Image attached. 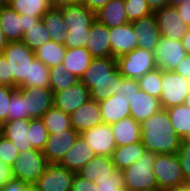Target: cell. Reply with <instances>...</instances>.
<instances>
[{"label":"cell","instance_id":"cell-62","mask_svg":"<svg viewBox=\"0 0 190 191\" xmlns=\"http://www.w3.org/2000/svg\"><path fill=\"white\" fill-rule=\"evenodd\" d=\"M184 104L190 108V89H189V92L186 96Z\"/></svg>","mask_w":190,"mask_h":191},{"label":"cell","instance_id":"cell-58","mask_svg":"<svg viewBox=\"0 0 190 191\" xmlns=\"http://www.w3.org/2000/svg\"><path fill=\"white\" fill-rule=\"evenodd\" d=\"M82 0H50L52 8H61L67 5L78 4Z\"/></svg>","mask_w":190,"mask_h":191},{"label":"cell","instance_id":"cell-27","mask_svg":"<svg viewBox=\"0 0 190 191\" xmlns=\"http://www.w3.org/2000/svg\"><path fill=\"white\" fill-rule=\"evenodd\" d=\"M92 59L93 57L86 47L66 48L62 64L67 71L74 74L80 80Z\"/></svg>","mask_w":190,"mask_h":191},{"label":"cell","instance_id":"cell-63","mask_svg":"<svg viewBox=\"0 0 190 191\" xmlns=\"http://www.w3.org/2000/svg\"><path fill=\"white\" fill-rule=\"evenodd\" d=\"M9 0H0V8L8 6Z\"/></svg>","mask_w":190,"mask_h":191},{"label":"cell","instance_id":"cell-59","mask_svg":"<svg viewBox=\"0 0 190 191\" xmlns=\"http://www.w3.org/2000/svg\"><path fill=\"white\" fill-rule=\"evenodd\" d=\"M181 43L186 53L190 54V28L188 29L186 35L181 38Z\"/></svg>","mask_w":190,"mask_h":191},{"label":"cell","instance_id":"cell-46","mask_svg":"<svg viewBox=\"0 0 190 191\" xmlns=\"http://www.w3.org/2000/svg\"><path fill=\"white\" fill-rule=\"evenodd\" d=\"M90 30H68L65 37L64 46L66 48L85 47Z\"/></svg>","mask_w":190,"mask_h":191},{"label":"cell","instance_id":"cell-14","mask_svg":"<svg viewBox=\"0 0 190 191\" xmlns=\"http://www.w3.org/2000/svg\"><path fill=\"white\" fill-rule=\"evenodd\" d=\"M79 133L73 128L49 134L43 154L48 163H60L66 152L74 145Z\"/></svg>","mask_w":190,"mask_h":191},{"label":"cell","instance_id":"cell-42","mask_svg":"<svg viewBox=\"0 0 190 191\" xmlns=\"http://www.w3.org/2000/svg\"><path fill=\"white\" fill-rule=\"evenodd\" d=\"M124 5L129 23L154 13L146 0H124Z\"/></svg>","mask_w":190,"mask_h":191},{"label":"cell","instance_id":"cell-19","mask_svg":"<svg viewBox=\"0 0 190 191\" xmlns=\"http://www.w3.org/2000/svg\"><path fill=\"white\" fill-rule=\"evenodd\" d=\"M110 31L111 57H119L132 52L138 47L136 35L131 23L120 27H113Z\"/></svg>","mask_w":190,"mask_h":191},{"label":"cell","instance_id":"cell-7","mask_svg":"<svg viewBox=\"0 0 190 191\" xmlns=\"http://www.w3.org/2000/svg\"><path fill=\"white\" fill-rule=\"evenodd\" d=\"M47 165L43 152L32 149L20 152L11 168L15 179L33 186L44 173Z\"/></svg>","mask_w":190,"mask_h":191},{"label":"cell","instance_id":"cell-15","mask_svg":"<svg viewBox=\"0 0 190 191\" xmlns=\"http://www.w3.org/2000/svg\"><path fill=\"white\" fill-rule=\"evenodd\" d=\"M80 135L90 145L95 155L112 156L114 149L117 147L113 130L107 123L96 125L83 131Z\"/></svg>","mask_w":190,"mask_h":191},{"label":"cell","instance_id":"cell-29","mask_svg":"<svg viewBox=\"0 0 190 191\" xmlns=\"http://www.w3.org/2000/svg\"><path fill=\"white\" fill-rule=\"evenodd\" d=\"M115 166L111 156L95 155L78 172L82 178L94 181L98 176H111Z\"/></svg>","mask_w":190,"mask_h":191},{"label":"cell","instance_id":"cell-16","mask_svg":"<svg viewBox=\"0 0 190 191\" xmlns=\"http://www.w3.org/2000/svg\"><path fill=\"white\" fill-rule=\"evenodd\" d=\"M139 48L154 51L161 33L154 13L131 22Z\"/></svg>","mask_w":190,"mask_h":191},{"label":"cell","instance_id":"cell-31","mask_svg":"<svg viewBox=\"0 0 190 191\" xmlns=\"http://www.w3.org/2000/svg\"><path fill=\"white\" fill-rule=\"evenodd\" d=\"M41 20L51 36V41L64 45L68 27L65 25L61 10L59 8H51Z\"/></svg>","mask_w":190,"mask_h":191},{"label":"cell","instance_id":"cell-64","mask_svg":"<svg viewBox=\"0 0 190 191\" xmlns=\"http://www.w3.org/2000/svg\"><path fill=\"white\" fill-rule=\"evenodd\" d=\"M186 1H190V0H171V5H176L178 3L186 2Z\"/></svg>","mask_w":190,"mask_h":191},{"label":"cell","instance_id":"cell-36","mask_svg":"<svg viewBox=\"0 0 190 191\" xmlns=\"http://www.w3.org/2000/svg\"><path fill=\"white\" fill-rule=\"evenodd\" d=\"M50 74V88L52 92H58L69 88L71 85L79 81V79L67 71L63 64H58L49 69Z\"/></svg>","mask_w":190,"mask_h":191},{"label":"cell","instance_id":"cell-22","mask_svg":"<svg viewBox=\"0 0 190 191\" xmlns=\"http://www.w3.org/2000/svg\"><path fill=\"white\" fill-rule=\"evenodd\" d=\"M95 156L93 149L79 135L74 145L66 152L65 156L59 163L70 171L77 173L89 160Z\"/></svg>","mask_w":190,"mask_h":191},{"label":"cell","instance_id":"cell-57","mask_svg":"<svg viewBox=\"0 0 190 191\" xmlns=\"http://www.w3.org/2000/svg\"><path fill=\"white\" fill-rule=\"evenodd\" d=\"M146 2L153 12L165 6L171 5V0H146Z\"/></svg>","mask_w":190,"mask_h":191},{"label":"cell","instance_id":"cell-4","mask_svg":"<svg viewBox=\"0 0 190 191\" xmlns=\"http://www.w3.org/2000/svg\"><path fill=\"white\" fill-rule=\"evenodd\" d=\"M2 54L9 63L14 88L29 87V67L36 58L35 52L20 41L8 42Z\"/></svg>","mask_w":190,"mask_h":191},{"label":"cell","instance_id":"cell-44","mask_svg":"<svg viewBox=\"0 0 190 191\" xmlns=\"http://www.w3.org/2000/svg\"><path fill=\"white\" fill-rule=\"evenodd\" d=\"M19 151L12 141L0 136V160L11 167L19 155Z\"/></svg>","mask_w":190,"mask_h":191},{"label":"cell","instance_id":"cell-1","mask_svg":"<svg viewBox=\"0 0 190 191\" xmlns=\"http://www.w3.org/2000/svg\"><path fill=\"white\" fill-rule=\"evenodd\" d=\"M141 141L146 151L157 154H177L182 138L170 122L166 109L161 108L140 123Z\"/></svg>","mask_w":190,"mask_h":191},{"label":"cell","instance_id":"cell-26","mask_svg":"<svg viewBox=\"0 0 190 191\" xmlns=\"http://www.w3.org/2000/svg\"><path fill=\"white\" fill-rule=\"evenodd\" d=\"M116 146L128 145L141 140L140 123L129 116L110 125Z\"/></svg>","mask_w":190,"mask_h":191},{"label":"cell","instance_id":"cell-43","mask_svg":"<svg viewBox=\"0 0 190 191\" xmlns=\"http://www.w3.org/2000/svg\"><path fill=\"white\" fill-rule=\"evenodd\" d=\"M15 119H31L25 111L24 93L19 88L11 95L8 109V120Z\"/></svg>","mask_w":190,"mask_h":191},{"label":"cell","instance_id":"cell-5","mask_svg":"<svg viewBox=\"0 0 190 191\" xmlns=\"http://www.w3.org/2000/svg\"><path fill=\"white\" fill-rule=\"evenodd\" d=\"M153 172L158 188L163 191L186 185L181 164L177 154H157L153 164Z\"/></svg>","mask_w":190,"mask_h":191},{"label":"cell","instance_id":"cell-50","mask_svg":"<svg viewBox=\"0 0 190 191\" xmlns=\"http://www.w3.org/2000/svg\"><path fill=\"white\" fill-rule=\"evenodd\" d=\"M0 85L14 87L13 76H10L9 63L3 54H0Z\"/></svg>","mask_w":190,"mask_h":191},{"label":"cell","instance_id":"cell-60","mask_svg":"<svg viewBox=\"0 0 190 191\" xmlns=\"http://www.w3.org/2000/svg\"><path fill=\"white\" fill-rule=\"evenodd\" d=\"M7 45L8 40L6 39L5 35L2 32V29L0 28V54H2Z\"/></svg>","mask_w":190,"mask_h":191},{"label":"cell","instance_id":"cell-30","mask_svg":"<svg viewBox=\"0 0 190 191\" xmlns=\"http://www.w3.org/2000/svg\"><path fill=\"white\" fill-rule=\"evenodd\" d=\"M145 151L146 149L141 140L128 145L117 146L111 156L115 169L124 170L128 168Z\"/></svg>","mask_w":190,"mask_h":191},{"label":"cell","instance_id":"cell-21","mask_svg":"<svg viewBox=\"0 0 190 191\" xmlns=\"http://www.w3.org/2000/svg\"><path fill=\"white\" fill-rule=\"evenodd\" d=\"M30 119L8 120L1 124V135L13 142L19 152L32 150V144L27 135Z\"/></svg>","mask_w":190,"mask_h":191},{"label":"cell","instance_id":"cell-6","mask_svg":"<svg viewBox=\"0 0 190 191\" xmlns=\"http://www.w3.org/2000/svg\"><path fill=\"white\" fill-rule=\"evenodd\" d=\"M116 59L117 67L125 78L138 80L146 73L157 69L153 51L139 47Z\"/></svg>","mask_w":190,"mask_h":191},{"label":"cell","instance_id":"cell-49","mask_svg":"<svg viewBox=\"0 0 190 191\" xmlns=\"http://www.w3.org/2000/svg\"><path fill=\"white\" fill-rule=\"evenodd\" d=\"M97 185L94 181H89L82 178L80 175L75 173L72 181L71 191H97Z\"/></svg>","mask_w":190,"mask_h":191},{"label":"cell","instance_id":"cell-61","mask_svg":"<svg viewBox=\"0 0 190 191\" xmlns=\"http://www.w3.org/2000/svg\"><path fill=\"white\" fill-rule=\"evenodd\" d=\"M163 191H190V185L186 184L180 187L170 188Z\"/></svg>","mask_w":190,"mask_h":191},{"label":"cell","instance_id":"cell-51","mask_svg":"<svg viewBox=\"0 0 190 191\" xmlns=\"http://www.w3.org/2000/svg\"><path fill=\"white\" fill-rule=\"evenodd\" d=\"M1 191H33V186L14 178L5 184Z\"/></svg>","mask_w":190,"mask_h":191},{"label":"cell","instance_id":"cell-23","mask_svg":"<svg viewBox=\"0 0 190 191\" xmlns=\"http://www.w3.org/2000/svg\"><path fill=\"white\" fill-rule=\"evenodd\" d=\"M129 106L131 117L139 123L151 117L162 108L159 98L151 96L141 89L129 101Z\"/></svg>","mask_w":190,"mask_h":191},{"label":"cell","instance_id":"cell-13","mask_svg":"<svg viewBox=\"0 0 190 191\" xmlns=\"http://www.w3.org/2000/svg\"><path fill=\"white\" fill-rule=\"evenodd\" d=\"M90 99V89L81 80L69 88L53 92L54 107L69 115Z\"/></svg>","mask_w":190,"mask_h":191},{"label":"cell","instance_id":"cell-39","mask_svg":"<svg viewBox=\"0 0 190 191\" xmlns=\"http://www.w3.org/2000/svg\"><path fill=\"white\" fill-rule=\"evenodd\" d=\"M27 135L33 149L43 151L47 142L49 133L41 118L30 119V125Z\"/></svg>","mask_w":190,"mask_h":191},{"label":"cell","instance_id":"cell-35","mask_svg":"<svg viewBox=\"0 0 190 191\" xmlns=\"http://www.w3.org/2000/svg\"><path fill=\"white\" fill-rule=\"evenodd\" d=\"M41 119L49 134L72 128L70 115L54 106L50 108Z\"/></svg>","mask_w":190,"mask_h":191},{"label":"cell","instance_id":"cell-55","mask_svg":"<svg viewBox=\"0 0 190 191\" xmlns=\"http://www.w3.org/2000/svg\"><path fill=\"white\" fill-rule=\"evenodd\" d=\"M111 0H82V4L85 5L90 11L95 14Z\"/></svg>","mask_w":190,"mask_h":191},{"label":"cell","instance_id":"cell-40","mask_svg":"<svg viewBox=\"0 0 190 191\" xmlns=\"http://www.w3.org/2000/svg\"><path fill=\"white\" fill-rule=\"evenodd\" d=\"M139 87L147 94L160 98L162 92L161 70L155 69L138 79Z\"/></svg>","mask_w":190,"mask_h":191},{"label":"cell","instance_id":"cell-41","mask_svg":"<svg viewBox=\"0 0 190 191\" xmlns=\"http://www.w3.org/2000/svg\"><path fill=\"white\" fill-rule=\"evenodd\" d=\"M94 183L97 185V191H122L125 188L123 173L119 169H114L111 176H98Z\"/></svg>","mask_w":190,"mask_h":191},{"label":"cell","instance_id":"cell-10","mask_svg":"<svg viewBox=\"0 0 190 191\" xmlns=\"http://www.w3.org/2000/svg\"><path fill=\"white\" fill-rule=\"evenodd\" d=\"M157 69L173 71L187 55L181 40L168 39L161 36L154 51Z\"/></svg>","mask_w":190,"mask_h":191},{"label":"cell","instance_id":"cell-54","mask_svg":"<svg viewBox=\"0 0 190 191\" xmlns=\"http://www.w3.org/2000/svg\"><path fill=\"white\" fill-rule=\"evenodd\" d=\"M180 18L190 28V1L181 2L175 5Z\"/></svg>","mask_w":190,"mask_h":191},{"label":"cell","instance_id":"cell-12","mask_svg":"<svg viewBox=\"0 0 190 191\" xmlns=\"http://www.w3.org/2000/svg\"><path fill=\"white\" fill-rule=\"evenodd\" d=\"M19 89L24 93L25 111L31 119L42 118L54 106L51 88L30 86Z\"/></svg>","mask_w":190,"mask_h":191},{"label":"cell","instance_id":"cell-24","mask_svg":"<svg viewBox=\"0 0 190 191\" xmlns=\"http://www.w3.org/2000/svg\"><path fill=\"white\" fill-rule=\"evenodd\" d=\"M99 106L103 123H107L109 125L131 116L129 101L118 96V93L99 102Z\"/></svg>","mask_w":190,"mask_h":191},{"label":"cell","instance_id":"cell-47","mask_svg":"<svg viewBox=\"0 0 190 191\" xmlns=\"http://www.w3.org/2000/svg\"><path fill=\"white\" fill-rule=\"evenodd\" d=\"M140 90L138 80L130 78H122L120 85L116 87V93L128 101L132 100L134 95Z\"/></svg>","mask_w":190,"mask_h":191},{"label":"cell","instance_id":"cell-2","mask_svg":"<svg viewBox=\"0 0 190 191\" xmlns=\"http://www.w3.org/2000/svg\"><path fill=\"white\" fill-rule=\"evenodd\" d=\"M123 76L117 67L115 57L93 58L81 81L90 89V97L96 102L116 94Z\"/></svg>","mask_w":190,"mask_h":191},{"label":"cell","instance_id":"cell-20","mask_svg":"<svg viewBox=\"0 0 190 191\" xmlns=\"http://www.w3.org/2000/svg\"><path fill=\"white\" fill-rule=\"evenodd\" d=\"M68 30H90L96 20L95 13L90 11L81 2L59 8Z\"/></svg>","mask_w":190,"mask_h":191},{"label":"cell","instance_id":"cell-34","mask_svg":"<svg viewBox=\"0 0 190 191\" xmlns=\"http://www.w3.org/2000/svg\"><path fill=\"white\" fill-rule=\"evenodd\" d=\"M34 52L36 58L50 69L63 62L66 54V47L63 44L50 41Z\"/></svg>","mask_w":190,"mask_h":191},{"label":"cell","instance_id":"cell-18","mask_svg":"<svg viewBox=\"0 0 190 191\" xmlns=\"http://www.w3.org/2000/svg\"><path fill=\"white\" fill-rule=\"evenodd\" d=\"M85 47L93 58L111 57L109 28L95 20L91 24Z\"/></svg>","mask_w":190,"mask_h":191},{"label":"cell","instance_id":"cell-32","mask_svg":"<svg viewBox=\"0 0 190 191\" xmlns=\"http://www.w3.org/2000/svg\"><path fill=\"white\" fill-rule=\"evenodd\" d=\"M8 7L19 15L39 18L52 8L50 0H9Z\"/></svg>","mask_w":190,"mask_h":191},{"label":"cell","instance_id":"cell-52","mask_svg":"<svg viewBox=\"0 0 190 191\" xmlns=\"http://www.w3.org/2000/svg\"><path fill=\"white\" fill-rule=\"evenodd\" d=\"M173 71L186 78L190 83V54H187Z\"/></svg>","mask_w":190,"mask_h":191},{"label":"cell","instance_id":"cell-33","mask_svg":"<svg viewBox=\"0 0 190 191\" xmlns=\"http://www.w3.org/2000/svg\"><path fill=\"white\" fill-rule=\"evenodd\" d=\"M166 110L178 136L182 139L190 138V108L182 104L169 107Z\"/></svg>","mask_w":190,"mask_h":191},{"label":"cell","instance_id":"cell-38","mask_svg":"<svg viewBox=\"0 0 190 191\" xmlns=\"http://www.w3.org/2000/svg\"><path fill=\"white\" fill-rule=\"evenodd\" d=\"M50 88L49 68L35 58L29 67V87Z\"/></svg>","mask_w":190,"mask_h":191},{"label":"cell","instance_id":"cell-56","mask_svg":"<svg viewBox=\"0 0 190 191\" xmlns=\"http://www.w3.org/2000/svg\"><path fill=\"white\" fill-rule=\"evenodd\" d=\"M21 19H22V32L24 34L33 25H37L42 18L31 17V16H28V15H21Z\"/></svg>","mask_w":190,"mask_h":191},{"label":"cell","instance_id":"cell-53","mask_svg":"<svg viewBox=\"0 0 190 191\" xmlns=\"http://www.w3.org/2000/svg\"><path fill=\"white\" fill-rule=\"evenodd\" d=\"M13 179L14 175L12 168L0 160V191L8 181Z\"/></svg>","mask_w":190,"mask_h":191},{"label":"cell","instance_id":"cell-17","mask_svg":"<svg viewBox=\"0 0 190 191\" xmlns=\"http://www.w3.org/2000/svg\"><path fill=\"white\" fill-rule=\"evenodd\" d=\"M72 128L81 134L83 131L102 124L99 103L93 99L88 100L70 114Z\"/></svg>","mask_w":190,"mask_h":191},{"label":"cell","instance_id":"cell-48","mask_svg":"<svg viewBox=\"0 0 190 191\" xmlns=\"http://www.w3.org/2000/svg\"><path fill=\"white\" fill-rule=\"evenodd\" d=\"M16 88L0 85V124L8 121V109L10 107L11 95Z\"/></svg>","mask_w":190,"mask_h":191},{"label":"cell","instance_id":"cell-3","mask_svg":"<svg viewBox=\"0 0 190 191\" xmlns=\"http://www.w3.org/2000/svg\"><path fill=\"white\" fill-rule=\"evenodd\" d=\"M156 154L145 151L132 165L122 170L127 191H161L153 172Z\"/></svg>","mask_w":190,"mask_h":191},{"label":"cell","instance_id":"cell-9","mask_svg":"<svg viewBox=\"0 0 190 191\" xmlns=\"http://www.w3.org/2000/svg\"><path fill=\"white\" fill-rule=\"evenodd\" d=\"M75 173L59 163H48L44 173L33 185L35 191H71Z\"/></svg>","mask_w":190,"mask_h":191},{"label":"cell","instance_id":"cell-25","mask_svg":"<svg viewBox=\"0 0 190 191\" xmlns=\"http://www.w3.org/2000/svg\"><path fill=\"white\" fill-rule=\"evenodd\" d=\"M95 18L109 29L129 23L125 12L124 0H111L95 14Z\"/></svg>","mask_w":190,"mask_h":191},{"label":"cell","instance_id":"cell-8","mask_svg":"<svg viewBox=\"0 0 190 191\" xmlns=\"http://www.w3.org/2000/svg\"><path fill=\"white\" fill-rule=\"evenodd\" d=\"M162 92L160 104L163 109L182 105L190 89V83L174 71L161 70Z\"/></svg>","mask_w":190,"mask_h":191},{"label":"cell","instance_id":"cell-45","mask_svg":"<svg viewBox=\"0 0 190 191\" xmlns=\"http://www.w3.org/2000/svg\"><path fill=\"white\" fill-rule=\"evenodd\" d=\"M178 158L186 183L190 185V138L182 139Z\"/></svg>","mask_w":190,"mask_h":191},{"label":"cell","instance_id":"cell-28","mask_svg":"<svg viewBox=\"0 0 190 191\" xmlns=\"http://www.w3.org/2000/svg\"><path fill=\"white\" fill-rule=\"evenodd\" d=\"M0 28L8 42H20L23 38L21 15L5 6L0 8Z\"/></svg>","mask_w":190,"mask_h":191},{"label":"cell","instance_id":"cell-11","mask_svg":"<svg viewBox=\"0 0 190 191\" xmlns=\"http://www.w3.org/2000/svg\"><path fill=\"white\" fill-rule=\"evenodd\" d=\"M161 36L175 41L186 35L189 27L180 18L175 5L165 6L154 11Z\"/></svg>","mask_w":190,"mask_h":191},{"label":"cell","instance_id":"cell-37","mask_svg":"<svg viewBox=\"0 0 190 191\" xmlns=\"http://www.w3.org/2000/svg\"><path fill=\"white\" fill-rule=\"evenodd\" d=\"M51 41V36L42 20L37 25H33L24 33L22 42L32 51Z\"/></svg>","mask_w":190,"mask_h":191}]
</instances>
